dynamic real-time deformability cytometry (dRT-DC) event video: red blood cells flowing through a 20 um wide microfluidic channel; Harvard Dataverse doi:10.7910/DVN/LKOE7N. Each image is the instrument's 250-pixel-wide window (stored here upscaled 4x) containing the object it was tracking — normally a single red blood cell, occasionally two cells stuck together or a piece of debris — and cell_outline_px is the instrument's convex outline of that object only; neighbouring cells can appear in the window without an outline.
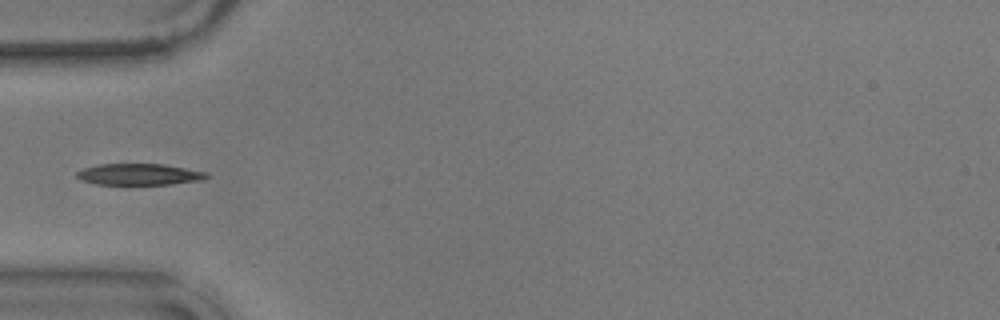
{"species": "common noctule bat (a hibernating species)", "species_latin": "Nyctalus noctula", "temperature_condition": "warm", "stored_images_in_passage": 39, "camera_frame_rate_fps": 3000, "um_per_image_px": 0.085, "animal": {"sex": "male", "body_mass_g": 17.9}, "frame": {"image": 1, "passage_image": 1, "time_ms": 0.0, "image_size_px": [1000, 320], "cell_outline_px": [[208, 176], [200, 180], [172, 184], [96, 184], [80, 180], [76, 176], [76, 172], [84, 168], [96, 164], [164, 164], [208, 172]], "centroid_in_image_um": [11.8, 14.81], "position_along_channel_um": 73.2, "area_um2": 16.13}}
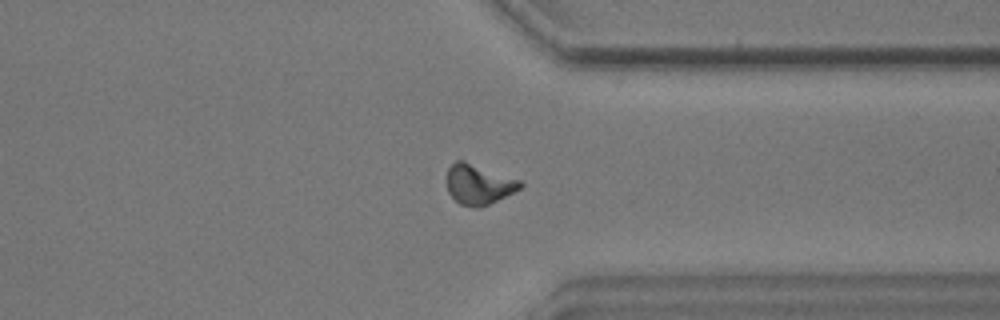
{"frame": {"image": 2, "passage_image": 26, "time_ms": 8.333, "image_size_px": [1000, 320], "cell_outline_px": [[524, 184], [520, 188], [480, 208], [472, 208], [460, 204], [448, 192], [444, 180], [448, 168], [456, 160], [464, 160], [520, 180]], "centroid_in_image_um": [40.62, 15.66], "position_along_channel_um": 370.8, "area_um2": 17.22}}
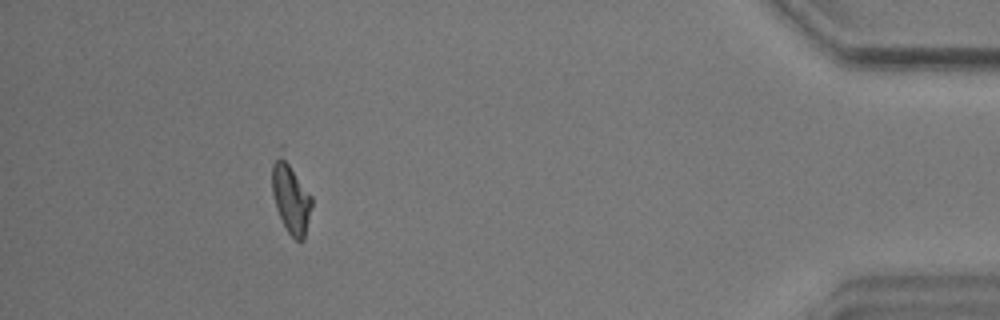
{"frame": {"image": 3, "passage_image": 34, "time_ms": 11.0, "image_size_px": [1000, 320], "cell_outline_px": [[312, 204], [304, 240], [300, 244], [288, 232], [276, 208], [272, 192], [272, 164], [280, 144], [284, 144], [312, 196]], "centroid_in_image_um": [24.71, 16.54], "position_along_channel_um": 410.5, "area_um2": 17.86}}